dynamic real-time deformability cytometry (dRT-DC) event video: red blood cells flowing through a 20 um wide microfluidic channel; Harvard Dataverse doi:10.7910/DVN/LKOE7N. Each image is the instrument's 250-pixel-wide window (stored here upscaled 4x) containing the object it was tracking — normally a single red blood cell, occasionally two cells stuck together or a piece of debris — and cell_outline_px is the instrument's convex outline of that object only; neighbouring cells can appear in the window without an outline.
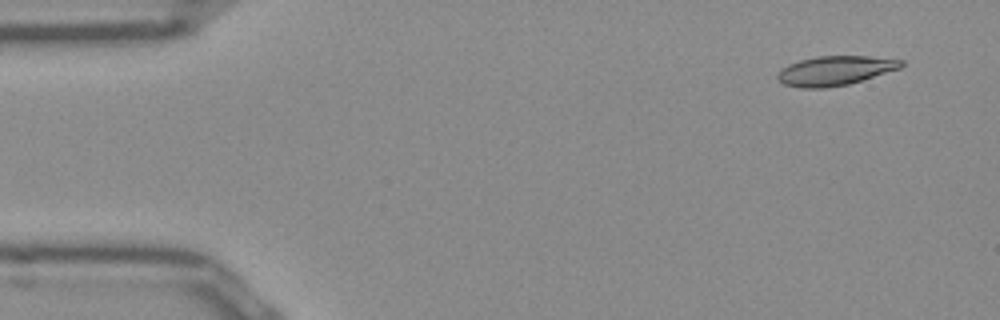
{"species": "Egyptian fruit bat (a non-hibernating species)", "species_latin": "Rousettus aegyptiacus", "temperature_condition": "room temperature", "stored_images_in_passage": 49, "camera_frame_rate_fps": 3000, "um_per_image_px": 0.085, "frame": {"image": 1, "passage_image": 1, "time_ms": 0.0, "image_size_px": [1000, 320], "cell_outline_px": [[904, 64], [900, 68], [848, 84], [824, 88], [800, 88], [784, 84], [776, 80], [776, 76], [788, 64], [800, 60], [816, 56], [868, 56], [904, 60]], "centroid_in_image_um": [70.96, 6.0], "position_along_channel_um": 14.0, "area_um2": 21.04}}
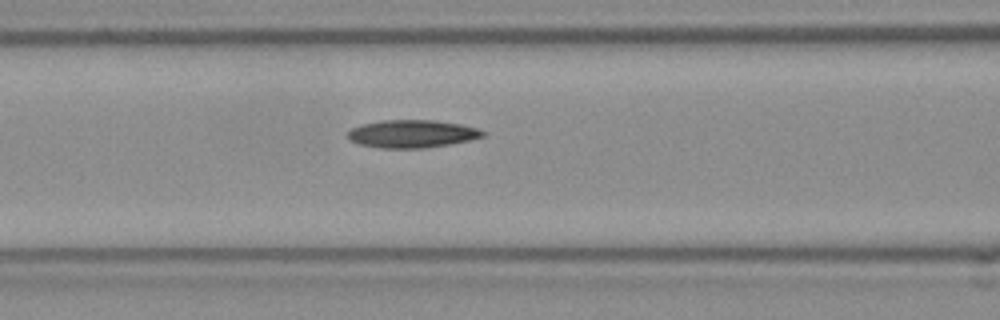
{"frame": {"image": 2, "passage_image": 18, "time_ms": 5.667, "image_size_px": [1000, 320], "cell_outline_px": [[484, 136], [468, 140], [448, 144], [424, 148], [384, 148], [360, 144], [348, 140], [348, 132], [352, 128], [360, 124], [380, 120], [436, 120], [460, 124], [476, 128], [484, 132]], "centroid_in_image_um": [34.98, 11.36], "position_along_channel_um": 131.6, "area_um2": 21.73}}
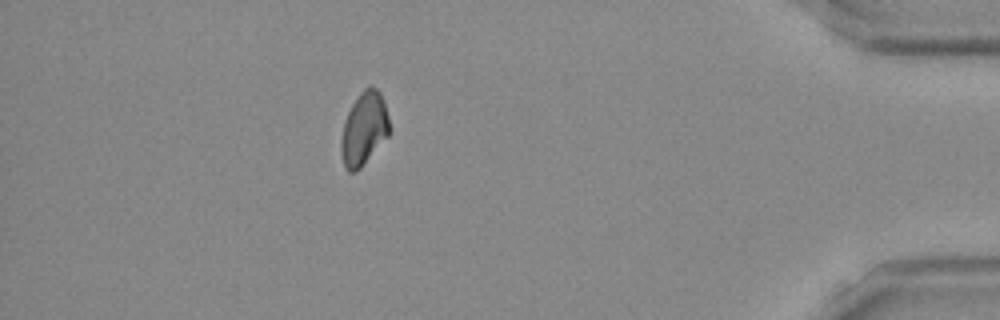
{"frame": {"image": 3, "passage_image": 43, "time_ms": 14.0, "image_size_px": [1000, 320], "cell_outline_px": [[388, 136], [360, 168], [356, 172], [348, 172], [344, 168], [340, 152], [340, 144], [344, 120], [352, 104], [360, 92], [368, 84], [372, 84], [380, 92], [384, 100], [388, 116]], "centroid_in_image_um": [30.91, 10.93], "position_along_channel_um": 404.3, "area_um2": 20.69}}